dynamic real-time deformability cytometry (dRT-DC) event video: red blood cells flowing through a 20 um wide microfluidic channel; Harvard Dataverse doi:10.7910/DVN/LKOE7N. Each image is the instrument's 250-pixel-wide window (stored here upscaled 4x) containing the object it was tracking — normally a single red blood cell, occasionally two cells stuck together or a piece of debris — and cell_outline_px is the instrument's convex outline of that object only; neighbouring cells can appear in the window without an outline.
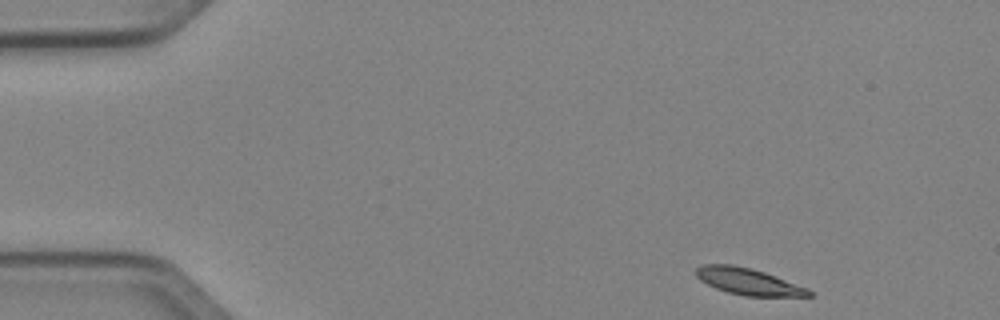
{"species": "Egyptian fruit bat (a non-hibernating species)", "species_latin": "Rousettus aegyptiacus", "temperature_condition": "cold", "stored_images_in_passage": 5, "camera_frame_rate_fps": 3000, "um_per_image_px": 0.085, "animal": {"sex": "female"}, "frame": {"image": 1, "passage_image": 1, "time_ms": 0.0, "image_size_px": [1000, 320], "cell_outline_px": [[812, 296], [744, 296], [728, 292], [716, 288], [700, 280], [692, 272], [700, 264], [732, 264], [752, 268], [764, 272], [808, 288], [812, 292]], "centroid_in_image_um": [63.55, 23.91], "position_along_channel_um": 21.4, "area_um2": 17.57}}